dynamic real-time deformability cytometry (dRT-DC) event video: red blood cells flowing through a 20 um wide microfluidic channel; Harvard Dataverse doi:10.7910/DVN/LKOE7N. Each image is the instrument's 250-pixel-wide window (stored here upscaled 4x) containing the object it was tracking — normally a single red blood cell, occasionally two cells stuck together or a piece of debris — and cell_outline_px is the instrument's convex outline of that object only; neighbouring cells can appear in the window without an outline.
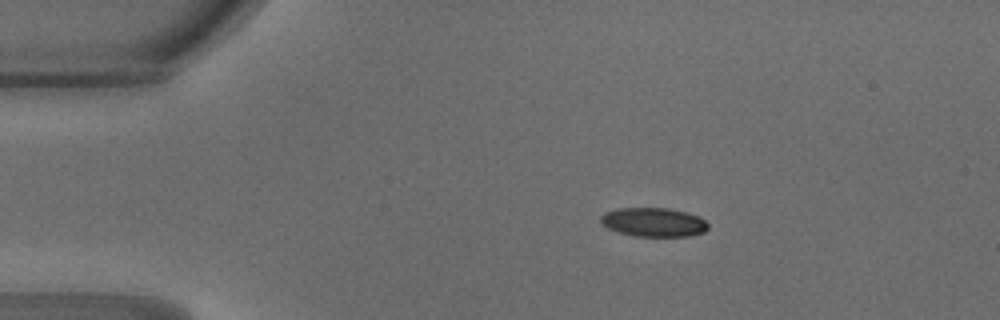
{"species": "common noctule bat (a hibernating species)", "species_latin": "Nyctalus noctula", "temperature_condition": "warm", "stored_images_in_passage": 47, "camera_frame_rate_fps": 3000, "um_per_image_px": 0.085, "animal": {"sex": "male", "body_mass_g": 18.8}, "frame": {"image": 1, "passage_image": 8, "time_ms": 2.333, "image_size_px": [1000, 320], "cell_outline_px": [[708, 228], [704, 232], [688, 236], [636, 236], [620, 232], [608, 228], [600, 224], [600, 216], [604, 212], [616, 208], [668, 208], [688, 212], [700, 216], [708, 224]], "centroid_in_image_um": [55.55, 18.87], "position_along_channel_um": 29.5, "area_um2": 18.26}}
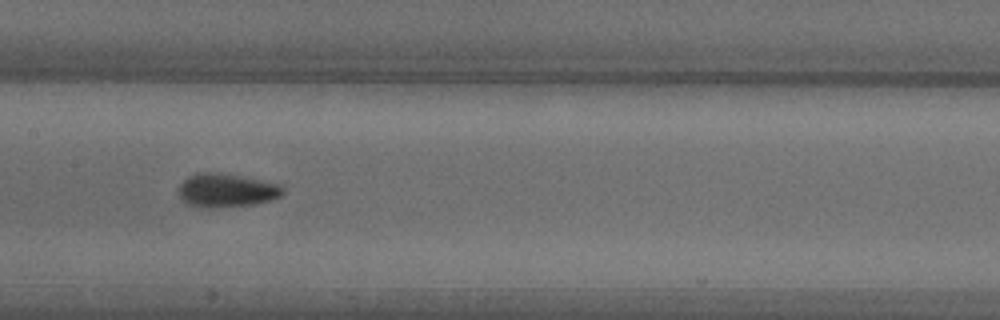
{"frame": {"image": 2, "passage_image": 23, "time_ms": 7.333, "image_size_px": [1000, 320], "cell_outline_px": [[284, 192], [280, 196], [256, 204], [216, 208], [200, 208], [188, 204], [180, 196], [180, 184], [188, 176], [196, 172], [216, 172], [280, 184], [284, 188]], "centroid_in_image_um": [19.23, 16.19], "position_along_channel_um": 188.2, "area_um2": 20.29}}
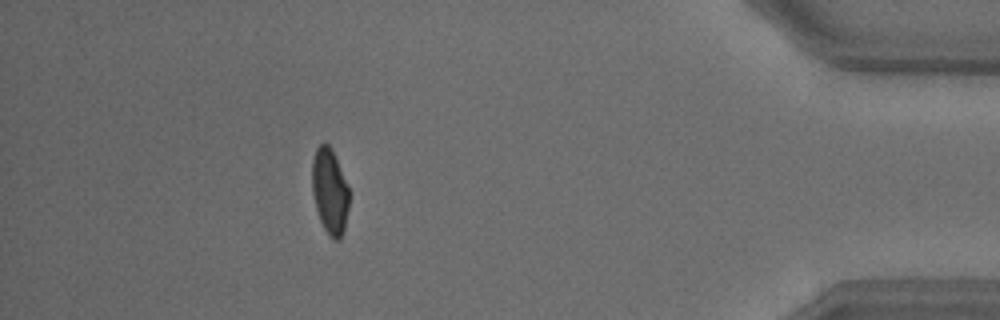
{"frame": {"image": 3, "passage_image": 42, "time_ms": 13.667, "image_size_px": [1000, 320], "cell_outline_px": [[348, 208], [344, 228], [340, 240], [332, 240], [328, 236], [320, 220], [316, 208], [312, 192], [312, 160], [316, 148], [320, 144], [328, 144], [332, 148], [348, 188]], "centroid_in_image_um": [28.01, 16.27], "position_along_channel_um": 407.2, "area_um2": 18.32}, "authors_computed_cell_mechanics": {"area_um2": 19.0162, "velocity_mm_per_s": 4.2432, "shape_relaxation_time_tau1_ms": 3.9974, "shape_relaxation_time_tau2_ms": 1.0877, "deformation_change_tau1": 0.1351, "deformation_change_tau2": 0.0596}}